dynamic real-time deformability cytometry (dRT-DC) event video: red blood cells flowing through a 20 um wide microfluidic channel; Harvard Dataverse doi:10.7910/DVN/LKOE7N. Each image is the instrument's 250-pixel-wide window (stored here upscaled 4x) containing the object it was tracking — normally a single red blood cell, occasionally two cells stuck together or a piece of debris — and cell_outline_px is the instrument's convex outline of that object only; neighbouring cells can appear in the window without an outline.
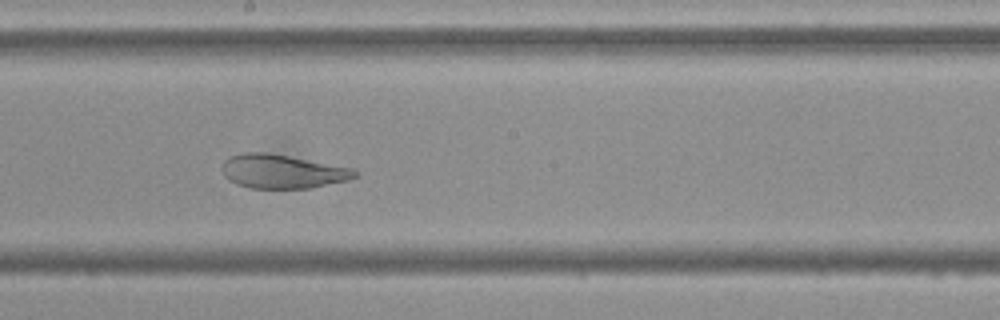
{"species": "Egyptian fruit bat (a non-hibernating species)", "species_latin": "Rousettus aegyptiacus", "temperature_condition": "cold", "stored_images_in_passage": 55, "camera_frame_rate_fps": 3000, "um_per_image_px": 0.085, "frame": {"image": 1, "passage_image": 30, "time_ms": 9.667, "image_size_px": [1000, 320], "cell_outline_px": [[360, 176], [348, 180], [312, 188], [252, 188], [236, 184], [228, 180], [224, 176], [224, 160], [228, 156], [244, 152], [264, 152], [288, 156], [356, 168], [360, 172]], "centroid_in_image_um": [24.07, 14.57], "position_along_channel_um": 224.1, "area_um2": 26.41}}
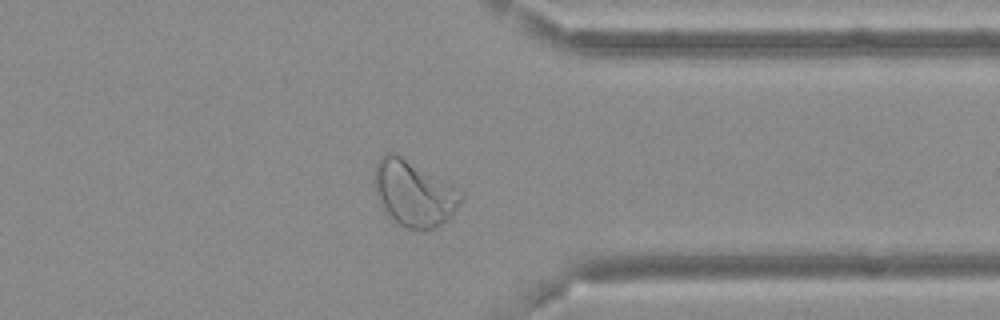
{"frame": {"image": 2, "passage_image": 43, "time_ms": 14.0, "image_size_px": [1000, 320], "cell_outline_px": [[464, 200], [440, 224], [432, 228], [408, 228], [400, 224], [388, 216], [384, 212], [376, 196], [372, 180], [376, 164], [384, 152], [396, 152], [448, 184], [464, 196]], "centroid_in_image_um": [35.08, 16.4], "position_along_channel_um": 376.3, "area_um2": 32.54}}
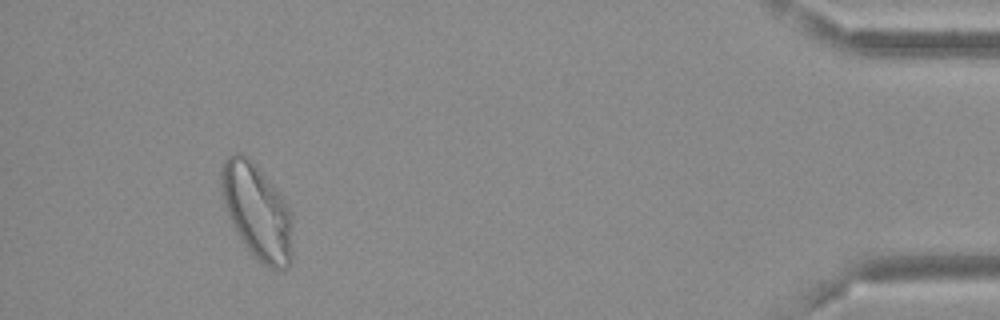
{"frame": {"image": 3, "passage_image": 51, "time_ms": 16.667, "image_size_px": [1000, 320], "cell_outline_px": [[292, 264], [284, 272], [276, 272], [260, 264], [244, 244], [228, 212], [224, 200], [220, 184], [220, 168], [224, 160], [228, 156], [236, 152], [240, 152], [248, 156], [252, 160], [276, 188], [292, 212]], "centroid_in_image_um": [21.9, 18.02], "position_along_channel_um": 413.3, "area_um2": 40.06}}